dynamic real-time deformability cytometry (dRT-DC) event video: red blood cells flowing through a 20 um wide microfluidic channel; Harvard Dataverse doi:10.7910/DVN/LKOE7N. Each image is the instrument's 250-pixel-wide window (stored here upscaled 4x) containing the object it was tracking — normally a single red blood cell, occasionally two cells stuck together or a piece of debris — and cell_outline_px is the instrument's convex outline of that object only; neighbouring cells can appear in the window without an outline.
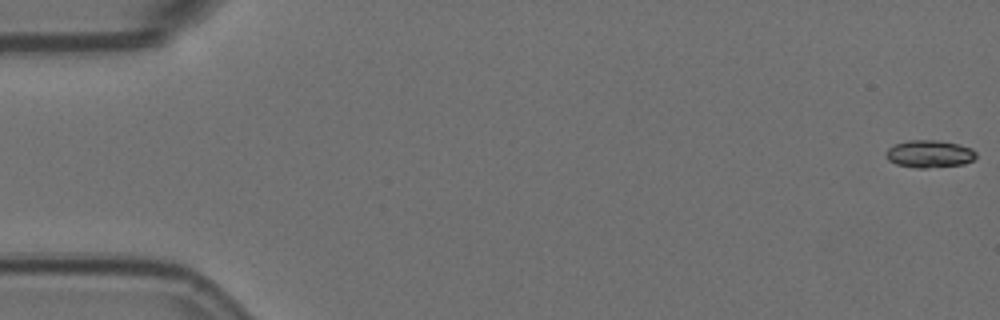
{"species": "Egyptian fruit bat (a non-hibernating species)", "species_latin": "Rousettus aegyptiacus", "temperature_condition": "room temperature", "stored_images_in_passage": 3, "camera_frame_rate_fps": 3000, "um_per_image_px": 0.085, "animal": {"sex": "female"}, "frame": {"image": 1, "passage_image": 1, "time_ms": 0.0, "image_size_px": [1000, 320], "cell_outline_px": [[976, 156], [972, 160], [964, 164], [924, 168], [916, 168], [896, 164], [888, 160], [888, 148], [896, 144], [908, 140], [936, 140], [956, 144], [972, 148], [976, 152]], "centroid_in_image_um": [79.02, 13.08], "position_along_channel_um": 6.0, "area_um2": 14.16}}